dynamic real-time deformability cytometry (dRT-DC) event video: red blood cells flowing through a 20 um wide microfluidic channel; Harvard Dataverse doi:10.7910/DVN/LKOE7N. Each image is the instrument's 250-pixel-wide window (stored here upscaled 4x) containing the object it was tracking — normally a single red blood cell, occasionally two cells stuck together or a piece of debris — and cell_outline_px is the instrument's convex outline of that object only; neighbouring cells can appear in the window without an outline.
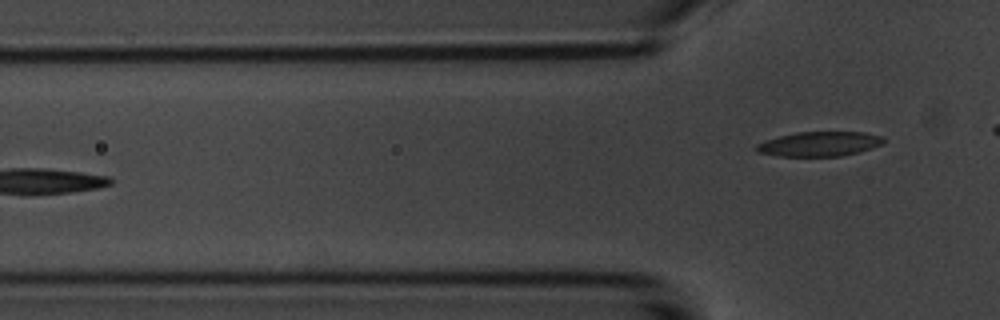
{"species": "common noctule bat (a hibernating species)", "species_latin": "Nyctalus noctula", "temperature_condition": "room temperature", "stored_images_in_passage": 6, "camera_frame_rate_fps": 3000, "um_per_image_px": 0.085, "animal": {"sex": "male", "body_mass_g": 20.1, "forearm_length_mm": 53.5}, "frame": {"image": 1, "passage_image": 6, "time_ms": 6.667, "image_size_px": [1000, 320], "cell_outline_px": [[884, 144], [872, 148], [840, 156], [776, 156], [756, 152], [756, 144], [764, 140], [796, 132], [864, 132], [884, 136]], "centroid_in_image_um": [69.64, 12.23], "position_along_channel_um": 56.2, "area_um2": 18.32}}